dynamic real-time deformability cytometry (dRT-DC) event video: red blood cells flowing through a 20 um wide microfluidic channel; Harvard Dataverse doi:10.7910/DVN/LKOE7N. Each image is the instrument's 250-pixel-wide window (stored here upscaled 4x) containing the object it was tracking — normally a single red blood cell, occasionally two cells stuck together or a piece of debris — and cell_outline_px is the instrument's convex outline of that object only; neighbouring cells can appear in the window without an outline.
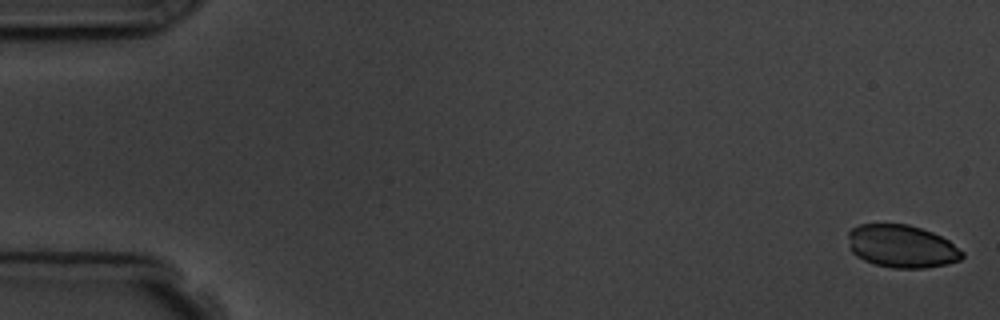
{"species": "common noctule bat (a hibernating species)", "species_latin": "Nyctalus noctula", "temperature_condition": "room temperature", "stored_images_in_passage": 6, "camera_frame_rate_fps": 3000, "um_per_image_px": 0.085, "animal": {"sex": "male", "body_mass_g": 19.5, "forearm_length_mm": 54.6}, "frame": {"image": 1, "passage_image": 1, "time_ms": 0.0, "image_size_px": [1000, 320], "cell_outline_px": [[964, 256], [960, 260], [948, 264], [924, 268], [892, 268], [876, 264], [864, 260], [856, 256], [848, 248], [848, 232], [852, 228], [860, 224], [908, 224], [932, 232], [948, 240], [964, 252]], "centroid_in_image_um": [76.64, 20.94], "position_along_channel_um": 8.4, "area_um2": 28.55}}